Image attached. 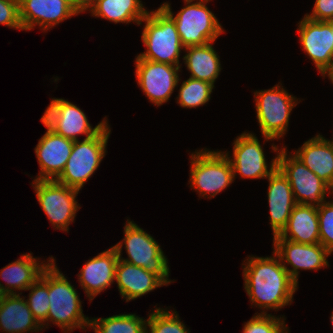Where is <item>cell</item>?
Masks as SVG:
<instances>
[{
	"label": "cell",
	"mask_w": 333,
	"mask_h": 333,
	"mask_svg": "<svg viewBox=\"0 0 333 333\" xmlns=\"http://www.w3.org/2000/svg\"><path fill=\"white\" fill-rule=\"evenodd\" d=\"M256 117L265 141L282 138L285 134L289 116L298 99L289 94L283 86L254 92Z\"/></svg>",
	"instance_id": "obj_9"
},
{
	"label": "cell",
	"mask_w": 333,
	"mask_h": 333,
	"mask_svg": "<svg viewBox=\"0 0 333 333\" xmlns=\"http://www.w3.org/2000/svg\"><path fill=\"white\" fill-rule=\"evenodd\" d=\"M214 85L189 77L179 88L177 103L183 108H197L205 105L209 100Z\"/></svg>",
	"instance_id": "obj_29"
},
{
	"label": "cell",
	"mask_w": 333,
	"mask_h": 333,
	"mask_svg": "<svg viewBox=\"0 0 333 333\" xmlns=\"http://www.w3.org/2000/svg\"><path fill=\"white\" fill-rule=\"evenodd\" d=\"M272 150L277 154V168L287 178L293 191L297 204L320 206L326 201L327 192L333 194V189L309 168L294 154L287 155V149L283 146L278 149L272 144Z\"/></svg>",
	"instance_id": "obj_8"
},
{
	"label": "cell",
	"mask_w": 333,
	"mask_h": 333,
	"mask_svg": "<svg viewBox=\"0 0 333 333\" xmlns=\"http://www.w3.org/2000/svg\"><path fill=\"white\" fill-rule=\"evenodd\" d=\"M190 160L189 184L204 198L216 196L234 181L232 166L224 151L200 149L191 154Z\"/></svg>",
	"instance_id": "obj_7"
},
{
	"label": "cell",
	"mask_w": 333,
	"mask_h": 333,
	"mask_svg": "<svg viewBox=\"0 0 333 333\" xmlns=\"http://www.w3.org/2000/svg\"><path fill=\"white\" fill-rule=\"evenodd\" d=\"M115 281L122 298L126 302L135 300L157 287L166 285L157 275L142 267L118 259Z\"/></svg>",
	"instance_id": "obj_20"
},
{
	"label": "cell",
	"mask_w": 333,
	"mask_h": 333,
	"mask_svg": "<svg viewBox=\"0 0 333 333\" xmlns=\"http://www.w3.org/2000/svg\"><path fill=\"white\" fill-rule=\"evenodd\" d=\"M297 31L302 49L323 76L333 62V22L314 21L304 16Z\"/></svg>",
	"instance_id": "obj_15"
},
{
	"label": "cell",
	"mask_w": 333,
	"mask_h": 333,
	"mask_svg": "<svg viewBox=\"0 0 333 333\" xmlns=\"http://www.w3.org/2000/svg\"><path fill=\"white\" fill-rule=\"evenodd\" d=\"M110 132L107 123L96 135L74 141L71 155L56 181L80 191L105 157Z\"/></svg>",
	"instance_id": "obj_6"
},
{
	"label": "cell",
	"mask_w": 333,
	"mask_h": 333,
	"mask_svg": "<svg viewBox=\"0 0 333 333\" xmlns=\"http://www.w3.org/2000/svg\"><path fill=\"white\" fill-rule=\"evenodd\" d=\"M141 2L140 0H98L90 12L91 16L101 17L115 24L135 22L141 25L148 14V10Z\"/></svg>",
	"instance_id": "obj_26"
},
{
	"label": "cell",
	"mask_w": 333,
	"mask_h": 333,
	"mask_svg": "<svg viewBox=\"0 0 333 333\" xmlns=\"http://www.w3.org/2000/svg\"><path fill=\"white\" fill-rule=\"evenodd\" d=\"M193 1L184 0L186 6L176 16L171 11L170 3L165 2L160 6L174 20L184 48L214 42L224 33L222 25L206 6L211 0Z\"/></svg>",
	"instance_id": "obj_4"
},
{
	"label": "cell",
	"mask_w": 333,
	"mask_h": 333,
	"mask_svg": "<svg viewBox=\"0 0 333 333\" xmlns=\"http://www.w3.org/2000/svg\"><path fill=\"white\" fill-rule=\"evenodd\" d=\"M294 155L333 189V146L322 135L304 142Z\"/></svg>",
	"instance_id": "obj_22"
},
{
	"label": "cell",
	"mask_w": 333,
	"mask_h": 333,
	"mask_svg": "<svg viewBox=\"0 0 333 333\" xmlns=\"http://www.w3.org/2000/svg\"><path fill=\"white\" fill-rule=\"evenodd\" d=\"M0 328L6 333L38 332L42 327L20 294H7L0 305ZM0 329V330H1Z\"/></svg>",
	"instance_id": "obj_24"
},
{
	"label": "cell",
	"mask_w": 333,
	"mask_h": 333,
	"mask_svg": "<svg viewBox=\"0 0 333 333\" xmlns=\"http://www.w3.org/2000/svg\"><path fill=\"white\" fill-rule=\"evenodd\" d=\"M38 202L52 226L67 231L74 222L80 206L76 200L79 190L58 183L56 180H35L32 182Z\"/></svg>",
	"instance_id": "obj_10"
},
{
	"label": "cell",
	"mask_w": 333,
	"mask_h": 333,
	"mask_svg": "<svg viewBox=\"0 0 333 333\" xmlns=\"http://www.w3.org/2000/svg\"><path fill=\"white\" fill-rule=\"evenodd\" d=\"M331 323H332V326H333V312H332V314H331Z\"/></svg>",
	"instance_id": "obj_38"
},
{
	"label": "cell",
	"mask_w": 333,
	"mask_h": 333,
	"mask_svg": "<svg viewBox=\"0 0 333 333\" xmlns=\"http://www.w3.org/2000/svg\"><path fill=\"white\" fill-rule=\"evenodd\" d=\"M95 333H146V319L135 314H119L106 318H90Z\"/></svg>",
	"instance_id": "obj_27"
},
{
	"label": "cell",
	"mask_w": 333,
	"mask_h": 333,
	"mask_svg": "<svg viewBox=\"0 0 333 333\" xmlns=\"http://www.w3.org/2000/svg\"><path fill=\"white\" fill-rule=\"evenodd\" d=\"M20 20L23 30H33L37 25L44 32L62 21L78 15L67 0H19Z\"/></svg>",
	"instance_id": "obj_16"
},
{
	"label": "cell",
	"mask_w": 333,
	"mask_h": 333,
	"mask_svg": "<svg viewBox=\"0 0 333 333\" xmlns=\"http://www.w3.org/2000/svg\"><path fill=\"white\" fill-rule=\"evenodd\" d=\"M6 295L7 294L5 293V291L0 287V305L2 304Z\"/></svg>",
	"instance_id": "obj_37"
},
{
	"label": "cell",
	"mask_w": 333,
	"mask_h": 333,
	"mask_svg": "<svg viewBox=\"0 0 333 333\" xmlns=\"http://www.w3.org/2000/svg\"><path fill=\"white\" fill-rule=\"evenodd\" d=\"M213 43L186 47V54L183 56L184 64L191 73L190 77L212 85L221 72L220 59Z\"/></svg>",
	"instance_id": "obj_25"
},
{
	"label": "cell",
	"mask_w": 333,
	"mask_h": 333,
	"mask_svg": "<svg viewBox=\"0 0 333 333\" xmlns=\"http://www.w3.org/2000/svg\"><path fill=\"white\" fill-rule=\"evenodd\" d=\"M233 144V157H230L229 152L224 153L231 163L234 179L237 174L248 179L267 178L277 168L276 156L268 169L263 148L253 133H242Z\"/></svg>",
	"instance_id": "obj_13"
},
{
	"label": "cell",
	"mask_w": 333,
	"mask_h": 333,
	"mask_svg": "<svg viewBox=\"0 0 333 333\" xmlns=\"http://www.w3.org/2000/svg\"><path fill=\"white\" fill-rule=\"evenodd\" d=\"M41 122L56 134L73 141L79 140L80 134L86 135L85 138L96 135L108 123L105 118L93 128L79 107L62 98H52Z\"/></svg>",
	"instance_id": "obj_11"
},
{
	"label": "cell",
	"mask_w": 333,
	"mask_h": 333,
	"mask_svg": "<svg viewBox=\"0 0 333 333\" xmlns=\"http://www.w3.org/2000/svg\"><path fill=\"white\" fill-rule=\"evenodd\" d=\"M305 16L314 21L333 22V0H316L312 13Z\"/></svg>",
	"instance_id": "obj_34"
},
{
	"label": "cell",
	"mask_w": 333,
	"mask_h": 333,
	"mask_svg": "<svg viewBox=\"0 0 333 333\" xmlns=\"http://www.w3.org/2000/svg\"><path fill=\"white\" fill-rule=\"evenodd\" d=\"M27 290H30V293L26 303L32 311L33 317L42 329L44 326L47 328V315L49 312L48 266Z\"/></svg>",
	"instance_id": "obj_28"
},
{
	"label": "cell",
	"mask_w": 333,
	"mask_h": 333,
	"mask_svg": "<svg viewBox=\"0 0 333 333\" xmlns=\"http://www.w3.org/2000/svg\"><path fill=\"white\" fill-rule=\"evenodd\" d=\"M98 0H67V2L79 14L82 12L90 11L97 3Z\"/></svg>",
	"instance_id": "obj_35"
},
{
	"label": "cell",
	"mask_w": 333,
	"mask_h": 333,
	"mask_svg": "<svg viewBox=\"0 0 333 333\" xmlns=\"http://www.w3.org/2000/svg\"><path fill=\"white\" fill-rule=\"evenodd\" d=\"M332 139H333V138H332ZM329 142H330V144L333 146V140H331V141L329 140Z\"/></svg>",
	"instance_id": "obj_39"
},
{
	"label": "cell",
	"mask_w": 333,
	"mask_h": 333,
	"mask_svg": "<svg viewBox=\"0 0 333 333\" xmlns=\"http://www.w3.org/2000/svg\"><path fill=\"white\" fill-rule=\"evenodd\" d=\"M285 318L275 317L272 314L256 313L244 324L243 333H288Z\"/></svg>",
	"instance_id": "obj_31"
},
{
	"label": "cell",
	"mask_w": 333,
	"mask_h": 333,
	"mask_svg": "<svg viewBox=\"0 0 333 333\" xmlns=\"http://www.w3.org/2000/svg\"><path fill=\"white\" fill-rule=\"evenodd\" d=\"M279 236L296 243H320L317 207L306 204H296L292 209L286 227Z\"/></svg>",
	"instance_id": "obj_23"
},
{
	"label": "cell",
	"mask_w": 333,
	"mask_h": 333,
	"mask_svg": "<svg viewBox=\"0 0 333 333\" xmlns=\"http://www.w3.org/2000/svg\"><path fill=\"white\" fill-rule=\"evenodd\" d=\"M122 241L113 246L117 251L118 259L154 273L167 286L173 281L169 279L168 260L160 248L161 246L134 221L127 219ZM123 245L128 253L126 259L121 257Z\"/></svg>",
	"instance_id": "obj_5"
},
{
	"label": "cell",
	"mask_w": 333,
	"mask_h": 333,
	"mask_svg": "<svg viewBox=\"0 0 333 333\" xmlns=\"http://www.w3.org/2000/svg\"><path fill=\"white\" fill-rule=\"evenodd\" d=\"M146 319V333H189L177 311L155 308ZM149 328V332H148Z\"/></svg>",
	"instance_id": "obj_30"
},
{
	"label": "cell",
	"mask_w": 333,
	"mask_h": 333,
	"mask_svg": "<svg viewBox=\"0 0 333 333\" xmlns=\"http://www.w3.org/2000/svg\"><path fill=\"white\" fill-rule=\"evenodd\" d=\"M328 76L331 82L333 83V62L331 67L323 74V77Z\"/></svg>",
	"instance_id": "obj_36"
},
{
	"label": "cell",
	"mask_w": 333,
	"mask_h": 333,
	"mask_svg": "<svg viewBox=\"0 0 333 333\" xmlns=\"http://www.w3.org/2000/svg\"><path fill=\"white\" fill-rule=\"evenodd\" d=\"M268 204L273 237L286 227L295 202L292 188L287 178L276 168L268 177Z\"/></svg>",
	"instance_id": "obj_19"
},
{
	"label": "cell",
	"mask_w": 333,
	"mask_h": 333,
	"mask_svg": "<svg viewBox=\"0 0 333 333\" xmlns=\"http://www.w3.org/2000/svg\"><path fill=\"white\" fill-rule=\"evenodd\" d=\"M248 256L243 267L244 289L252 305L265 310H275L291 305L298 285L289 276L279 256Z\"/></svg>",
	"instance_id": "obj_1"
},
{
	"label": "cell",
	"mask_w": 333,
	"mask_h": 333,
	"mask_svg": "<svg viewBox=\"0 0 333 333\" xmlns=\"http://www.w3.org/2000/svg\"><path fill=\"white\" fill-rule=\"evenodd\" d=\"M135 75L138 86L154 105L160 106L170 100L178 87L181 66L154 62L145 59L135 60Z\"/></svg>",
	"instance_id": "obj_12"
},
{
	"label": "cell",
	"mask_w": 333,
	"mask_h": 333,
	"mask_svg": "<svg viewBox=\"0 0 333 333\" xmlns=\"http://www.w3.org/2000/svg\"><path fill=\"white\" fill-rule=\"evenodd\" d=\"M53 259L48 265V322L57 325L64 332L76 328H89L90 319L83 314V309L76 289L59 271Z\"/></svg>",
	"instance_id": "obj_2"
},
{
	"label": "cell",
	"mask_w": 333,
	"mask_h": 333,
	"mask_svg": "<svg viewBox=\"0 0 333 333\" xmlns=\"http://www.w3.org/2000/svg\"><path fill=\"white\" fill-rule=\"evenodd\" d=\"M320 243L333 253V201H325L317 207Z\"/></svg>",
	"instance_id": "obj_32"
},
{
	"label": "cell",
	"mask_w": 333,
	"mask_h": 333,
	"mask_svg": "<svg viewBox=\"0 0 333 333\" xmlns=\"http://www.w3.org/2000/svg\"><path fill=\"white\" fill-rule=\"evenodd\" d=\"M273 249L279 256L289 276L298 285L299 270H318L329 266L327 257L331 254L321 243L303 244L273 237ZM291 265L292 269L287 267Z\"/></svg>",
	"instance_id": "obj_14"
},
{
	"label": "cell",
	"mask_w": 333,
	"mask_h": 333,
	"mask_svg": "<svg viewBox=\"0 0 333 333\" xmlns=\"http://www.w3.org/2000/svg\"><path fill=\"white\" fill-rule=\"evenodd\" d=\"M53 259L51 256L45 264L44 261L40 263L37 258L32 256V253L23 254L18 260L9 263L0 270V278L6 283L3 286L4 284L0 282V287L6 294H22L17 293L16 290L26 291Z\"/></svg>",
	"instance_id": "obj_21"
},
{
	"label": "cell",
	"mask_w": 333,
	"mask_h": 333,
	"mask_svg": "<svg viewBox=\"0 0 333 333\" xmlns=\"http://www.w3.org/2000/svg\"><path fill=\"white\" fill-rule=\"evenodd\" d=\"M117 262L118 254L112 246L84 263L77 276L89 301L93 300L100 292L111 287V284L115 281Z\"/></svg>",
	"instance_id": "obj_18"
},
{
	"label": "cell",
	"mask_w": 333,
	"mask_h": 333,
	"mask_svg": "<svg viewBox=\"0 0 333 333\" xmlns=\"http://www.w3.org/2000/svg\"><path fill=\"white\" fill-rule=\"evenodd\" d=\"M142 21L145 25L141 38L147 50L136 59L181 66L180 53L185 48L174 20L159 7L156 11H148Z\"/></svg>",
	"instance_id": "obj_3"
},
{
	"label": "cell",
	"mask_w": 333,
	"mask_h": 333,
	"mask_svg": "<svg viewBox=\"0 0 333 333\" xmlns=\"http://www.w3.org/2000/svg\"><path fill=\"white\" fill-rule=\"evenodd\" d=\"M74 141L60 136L47 127L38 141L35 154L40 166L35 180H56L63 172L71 155Z\"/></svg>",
	"instance_id": "obj_17"
},
{
	"label": "cell",
	"mask_w": 333,
	"mask_h": 333,
	"mask_svg": "<svg viewBox=\"0 0 333 333\" xmlns=\"http://www.w3.org/2000/svg\"><path fill=\"white\" fill-rule=\"evenodd\" d=\"M0 24L23 30L20 20L19 1L0 0Z\"/></svg>",
	"instance_id": "obj_33"
}]
</instances>
